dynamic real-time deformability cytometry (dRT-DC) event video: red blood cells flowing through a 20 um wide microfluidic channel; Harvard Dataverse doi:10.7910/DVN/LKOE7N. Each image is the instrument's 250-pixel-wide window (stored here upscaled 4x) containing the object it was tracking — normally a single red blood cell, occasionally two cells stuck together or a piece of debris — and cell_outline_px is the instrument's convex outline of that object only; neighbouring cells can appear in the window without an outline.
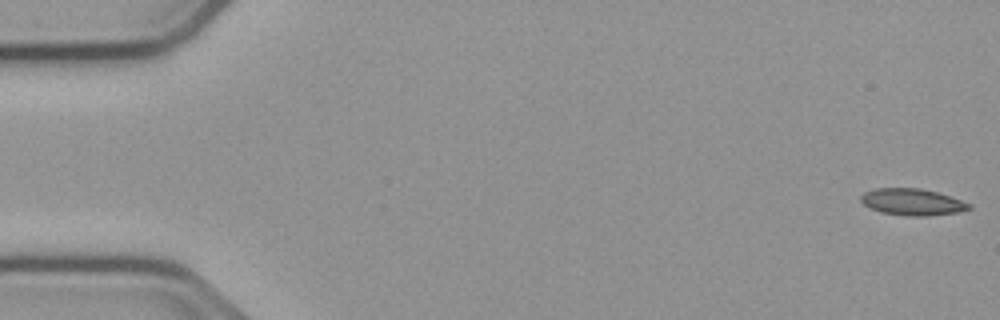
{"species": "common noctule bat (a hibernating species)", "species_latin": "Nyctalus noctula", "temperature_condition": "cold", "stored_images_in_passage": 13, "camera_frame_rate_fps": 3000, "um_per_image_px": 0.085, "animal": {"sex": "male", "body_mass_g": 23.1, "forearm_length_mm": 52.7}, "frame": {"image": 1, "passage_image": 1, "time_ms": 0.0, "image_size_px": [1000, 320], "cell_outline_px": [[972, 208], [956, 212], [928, 216], [908, 216], [880, 212], [868, 208], [860, 200], [860, 196], [864, 192], [876, 188], [920, 188], [936, 192], [972, 204]], "centroid_in_image_um": [77.5, 17.17], "position_along_channel_um": 7.5, "area_um2": 16.76}}